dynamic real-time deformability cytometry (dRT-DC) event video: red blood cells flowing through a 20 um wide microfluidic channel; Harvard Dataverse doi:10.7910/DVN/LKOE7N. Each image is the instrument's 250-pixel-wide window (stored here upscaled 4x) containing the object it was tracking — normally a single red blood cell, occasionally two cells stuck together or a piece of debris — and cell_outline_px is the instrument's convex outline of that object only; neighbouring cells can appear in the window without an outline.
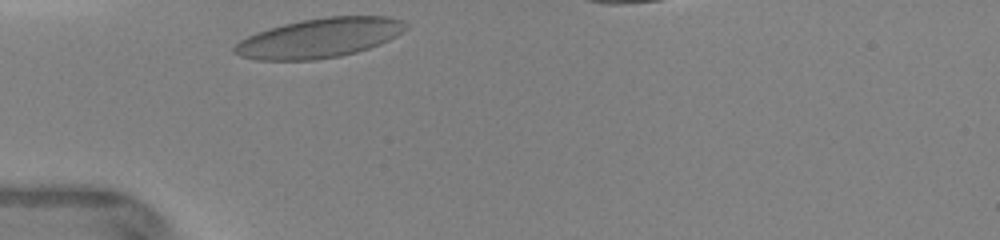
{"species": "human", "species_latin": "Homo sapiens", "temperature_condition": "warm", "stored_images_in_passage": 43, "camera_frame_rate_fps": 3000, "um_per_image_px": 0.085, "donor": {"sex": "female"}, "frame": {"image": 1, "passage_image": 1, "time_ms": 0.0, "image_size_px": [1000, 240], "cell_outline_px": [[408, 28], [404, 32], [380, 44], [356, 52], [340, 56], [312, 60], [256, 60], [240, 56], [232, 52], [232, 48], [240, 40], [256, 32], [284, 24], [300, 20], [324, 16], [388, 16], [404, 20], [408, 24]], "centroid_in_image_um": [27.17, 3.22], "position_along_channel_um": 57.8, "area_um2": 39.71}}